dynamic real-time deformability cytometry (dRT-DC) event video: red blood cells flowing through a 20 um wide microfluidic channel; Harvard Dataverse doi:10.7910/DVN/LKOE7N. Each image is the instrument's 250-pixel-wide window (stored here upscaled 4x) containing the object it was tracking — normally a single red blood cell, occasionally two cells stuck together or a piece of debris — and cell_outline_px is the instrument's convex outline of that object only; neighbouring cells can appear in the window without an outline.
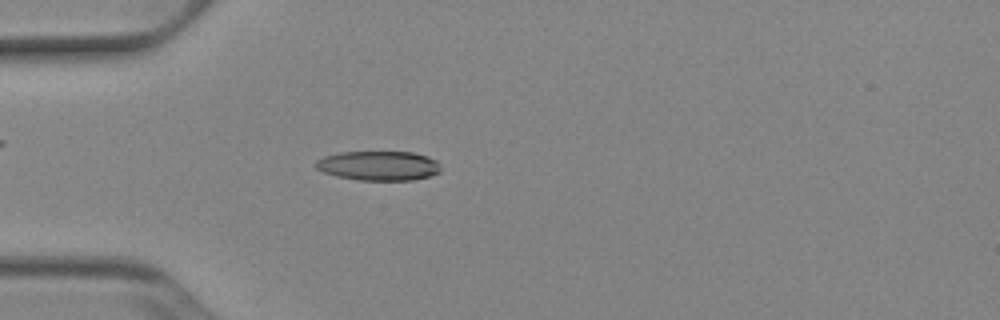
{"species": "Egyptian fruit bat (a non-hibernating species)", "species_latin": "Rousettus aegyptiacus", "temperature_condition": "cold", "stored_images_in_passage": 52, "camera_frame_rate_fps": 3000, "um_per_image_px": 0.085, "animal": {"sex": "female"}, "frame": {"image": 1, "passage_image": 15, "time_ms": 4.667, "image_size_px": [1000, 320], "cell_outline_px": [[440, 172], [428, 176], [412, 180], [360, 180], [336, 176], [324, 172], [316, 168], [316, 160], [324, 156], [340, 152], [412, 152], [428, 156], [436, 160], [440, 164]], "centroid_in_image_um": [32.19, 14.08], "position_along_channel_um": 52.8, "area_um2": 21.44}}
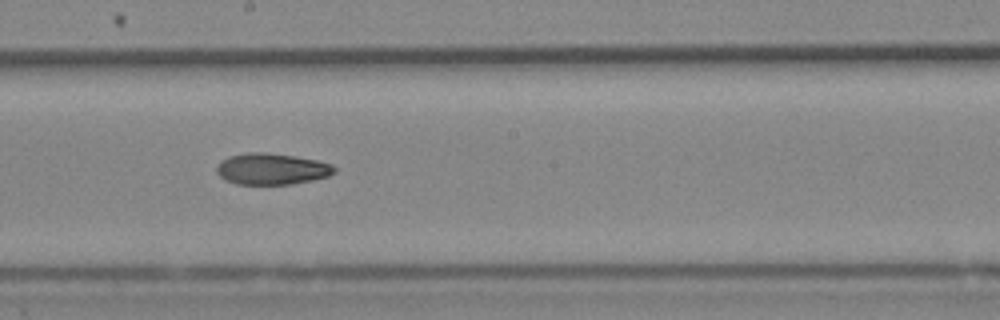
{"frame": {"image": 2, "passage_image": 29, "time_ms": 9.333, "image_size_px": [1000, 320], "cell_outline_px": [[336, 172], [328, 176], [312, 180], [288, 184], [236, 184], [224, 180], [216, 172], [216, 164], [220, 160], [228, 156], [248, 152], [264, 152], [296, 156], [316, 160], [332, 164], [336, 168]], "centroid_in_image_um": [23.06, 14.35], "position_along_channel_um": 225.1, "area_um2": 21.68}}
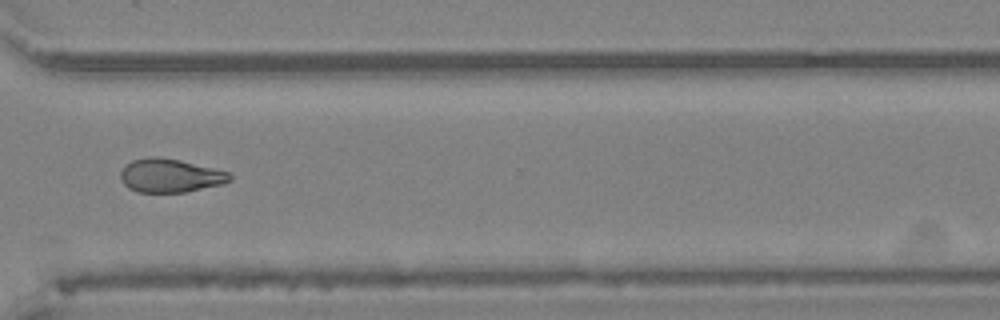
{"frame": {"image": 3, "passage_image": 39, "time_ms": 12.667, "image_size_px": [1000, 320], "cell_outline_px": [[232, 180], [224, 184], [184, 192], [136, 192], [128, 188], [120, 180], [120, 172], [132, 160], [148, 156], [160, 156], [180, 160], [228, 172], [232, 176]], "centroid_in_image_um": [14.45, 14.92], "position_along_channel_um": 356.1, "area_um2": 21.44}}